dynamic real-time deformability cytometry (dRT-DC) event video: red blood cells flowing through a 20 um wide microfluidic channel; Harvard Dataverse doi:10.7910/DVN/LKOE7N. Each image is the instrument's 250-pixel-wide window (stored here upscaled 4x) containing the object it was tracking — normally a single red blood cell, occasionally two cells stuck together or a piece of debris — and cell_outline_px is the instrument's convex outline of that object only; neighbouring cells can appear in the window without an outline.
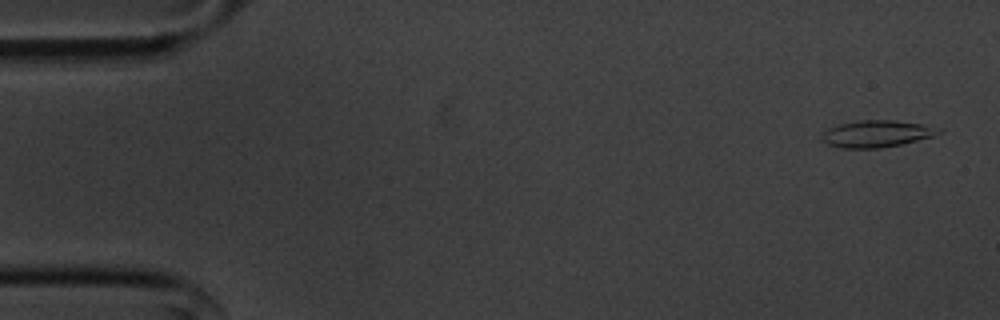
{"species": "common noctule bat (a hibernating species)", "species_latin": "Nyctalus noctula", "temperature_condition": "cold", "stored_images_in_passage": 54, "camera_frame_rate_fps": 3000, "um_per_image_px": 0.085, "animal": {"sex": "male", "body_mass_g": 20.1, "forearm_length_mm": 53.5}, "frame": {"image": 1, "passage_image": 2, "time_ms": 0.333, "image_size_px": [1000, 320], "cell_outline_px": [[940, 132], [932, 136], [900, 144], [880, 148], [844, 148], [828, 144], [824, 140], [824, 132], [828, 128], [840, 124], [860, 120], [896, 120], [920, 124], [940, 128]], "centroid_in_image_um": [74.52, 11.36], "position_along_channel_um": 10.5, "area_um2": 17.8}}
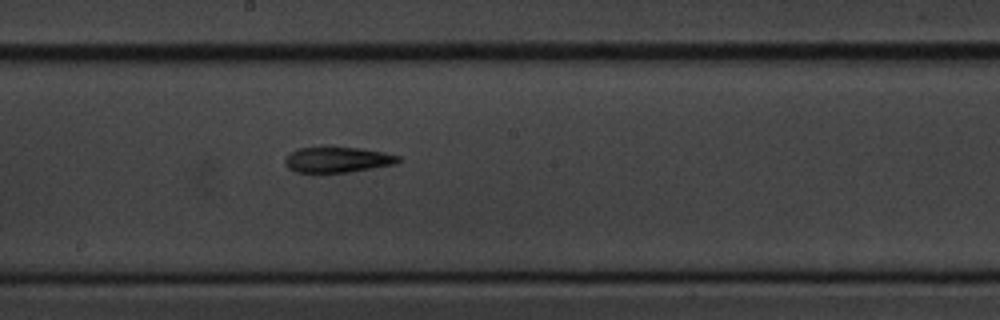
{"frame": {"image": 2, "passage_image": 29, "time_ms": 9.333, "image_size_px": [1000, 320], "cell_outline_px": [[400, 160], [396, 164], [348, 172], [296, 172], [288, 168], [284, 164], [284, 160], [296, 148], [360, 148], [384, 152], [400, 156]], "centroid_in_image_um": [28.7, 13.58], "position_along_channel_um": 219.5, "area_um2": 16.59}}
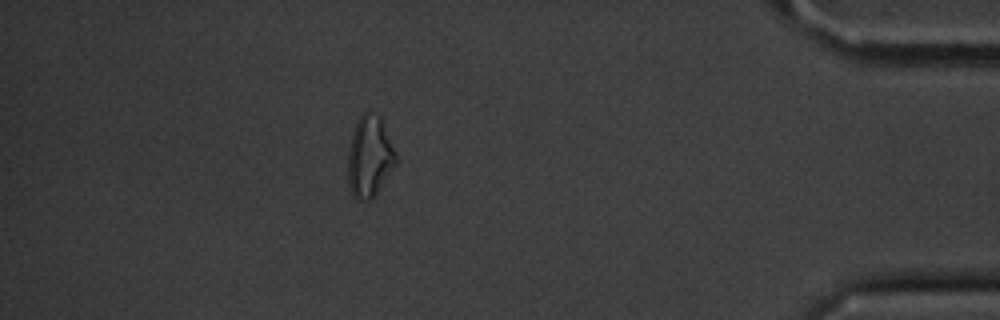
{"frame": {"image": 3, "passage_image": 48, "time_ms": 15.667, "image_size_px": [1000, 320], "cell_outline_px": [[396, 164], [372, 200], [356, 200], [352, 196], [348, 184], [348, 152], [352, 132], [360, 116], [364, 112], [368, 112], [380, 116], [396, 156]], "centroid_in_image_um": [31.39, 13.37], "position_along_channel_um": 403.8, "area_um2": 22.48}, "authors_computed_cell_mechanics": {"area_um2": 17.4556, "velocity_mm_per_s": 3.6352, "shape_relaxation_time_tau1_ms": 9.0335, "shape_relaxation_time_tau2_ms": 5.4297, "deformation_change_tau1": 0.2338, "deformation_change_tau2": 0.1736}}